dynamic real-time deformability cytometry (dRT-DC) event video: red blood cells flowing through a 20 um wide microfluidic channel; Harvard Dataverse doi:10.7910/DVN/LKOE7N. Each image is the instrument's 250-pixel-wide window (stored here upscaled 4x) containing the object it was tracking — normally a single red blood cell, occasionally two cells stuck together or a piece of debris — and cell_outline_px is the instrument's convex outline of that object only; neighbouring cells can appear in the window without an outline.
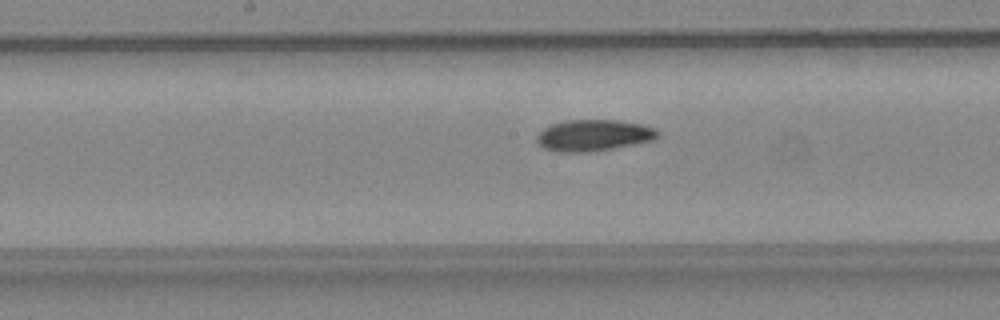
{"species": "common noctule bat (a hibernating species)", "species_latin": "Nyctalus noctula", "temperature_condition": "warm", "stored_images_in_passage": 31, "camera_frame_rate_fps": 3000, "um_per_image_px": 0.085, "animal": {"sex": "female", "body_mass_g": 24.6, "forearm_length_mm": 56.2}, "frame": {"image": 1, "passage_image": 9, "time_ms": 2.667, "image_size_px": [1000, 320], "cell_outline_px": [[660, 136], [652, 140], [612, 148], [588, 152], [560, 152], [544, 148], [536, 140], [536, 136], [544, 128], [552, 124], [568, 120], [616, 120], [644, 124], [656, 128], [660, 132]], "centroid_in_image_um": [50.49, 11.49], "position_along_channel_um": 197.7, "area_um2": 22.02}}
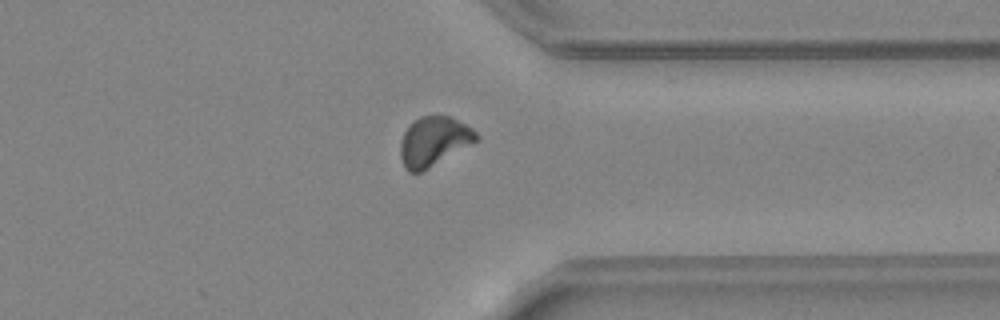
{"frame": {"image": 2, "passage_image": 21, "time_ms": 6.667, "image_size_px": [1000, 320], "cell_outline_px": [[480, 140], [428, 168], [420, 172], [408, 172], [404, 168], [400, 156], [400, 144], [404, 132], [420, 116], [448, 116], [472, 128], [480, 136]], "centroid_in_image_um": [36.88, 12.03], "position_along_channel_um": 374.5, "area_um2": 21.62}}
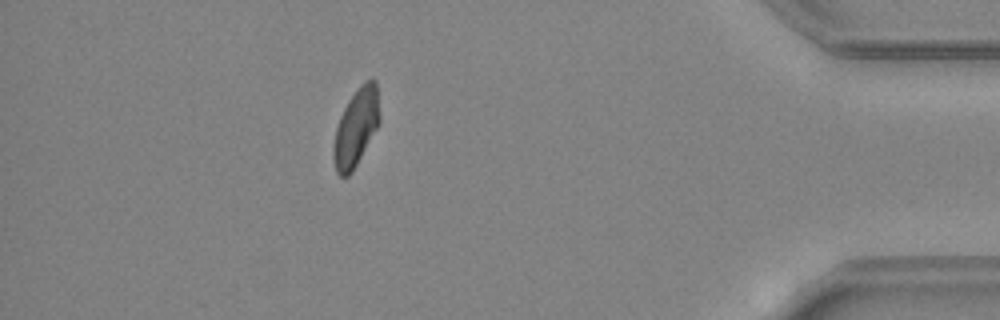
{"frame": {"image": 3, "passage_image": 26, "time_ms": 8.333, "image_size_px": [1000, 320], "cell_outline_px": [[380, 124], [352, 172], [348, 176], [340, 176], [336, 172], [332, 156], [332, 144], [336, 128], [340, 116], [348, 100], [360, 84], [364, 80], [372, 76], [376, 80], [380, 116]], "centroid_in_image_um": [30.27, 10.81], "position_along_channel_um": 404.9, "area_um2": 21.27}}